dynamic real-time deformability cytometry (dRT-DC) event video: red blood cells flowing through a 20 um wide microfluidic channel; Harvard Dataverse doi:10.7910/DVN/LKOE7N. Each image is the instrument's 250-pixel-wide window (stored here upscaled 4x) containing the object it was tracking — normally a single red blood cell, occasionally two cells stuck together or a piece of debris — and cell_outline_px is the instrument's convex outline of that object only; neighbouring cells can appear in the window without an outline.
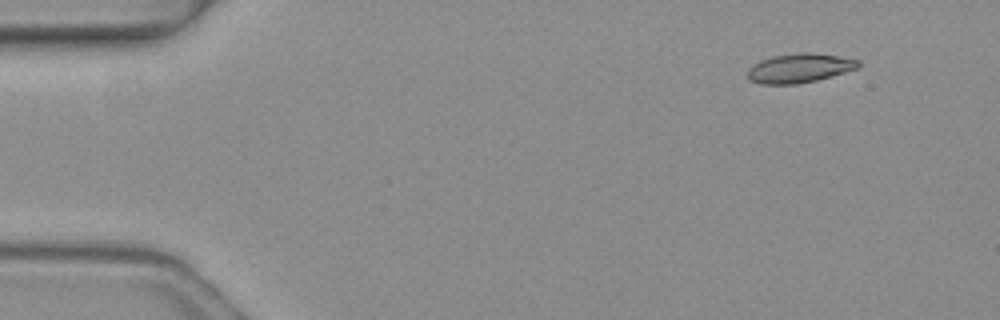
{"species": "common noctule bat (a hibernating species)", "species_latin": "Nyctalus noctula", "temperature_condition": "warm", "stored_images_in_passage": 3, "camera_frame_rate_fps": 3000, "um_per_image_px": 0.085, "animal": {"sex": "female", "body_mass_g": 19.3, "forearm_length_mm": 54.1}, "frame": {"image": 1, "passage_image": 1, "time_ms": 0.0, "image_size_px": [1000, 320], "cell_outline_px": [[860, 64], [856, 68], [832, 76], [816, 80], [796, 84], [760, 84], [748, 80], [748, 68], [752, 64], [760, 60], [772, 56], [800, 52], [812, 52], [860, 60]], "centroid_in_image_um": [67.9, 5.79], "position_along_channel_um": 17.1, "area_um2": 18.84}}